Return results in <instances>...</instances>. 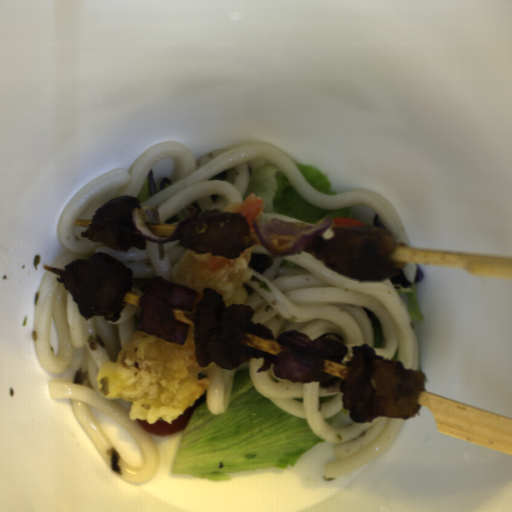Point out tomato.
Returning a JSON list of instances; mask_svg holds the SVG:
<instances>
[{
  "label": "tomato",
  "mask_w": 512,
  "mask_h": 512,
  "mask_svg": "<svg viewBox=\"0 0 512 512\" xmlns=\"http://www.w3.org/2000/svg\"><path fill=\"white\" fill-rule=\"evenodd\" d=\"M194 410V402L191 407H188L182 414L172 420L171 424L165 422L162 418L155 423H147L144 419H136V422L152 435H165L174 434L184 431L192 416Z\"/></svg>",
  "instance_id": "512abeb7"
}]
</instances>
